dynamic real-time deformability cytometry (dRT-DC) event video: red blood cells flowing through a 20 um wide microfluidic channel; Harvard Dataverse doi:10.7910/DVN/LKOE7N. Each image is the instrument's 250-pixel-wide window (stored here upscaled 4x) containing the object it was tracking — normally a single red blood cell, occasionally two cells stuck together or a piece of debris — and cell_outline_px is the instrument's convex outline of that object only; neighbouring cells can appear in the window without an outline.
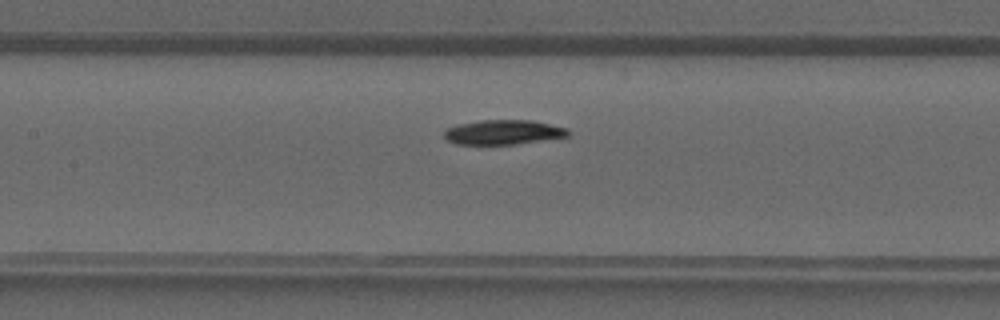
{"species": "common noctule bat (a hibernating species)", "species_latin": "Nyctalus noctula", "temperature_condition": "warm", "stored_images_in_passage": 37, "camera_frame_rate_fps": 3000, "um_per_image_px": 0.085, "animal": {"sex": "male", "forearm_length_mm": 52.5}, "frame": {"image": 1, "passage_image": 17, "time_ms": 5.333, "image_size_px": [1000, 320], "cell_outline_px": [[568, 136], [512, 144], [456, 144], [448, 140], [444, 136], [444, 132], [448, 128], [456, 124], [480, 120], [532, 120], [568, 128]], "centroid_in_image_um": [42.75, 11.22], "position_along_channel_um": 164.7, "area_um2": 17.57}}
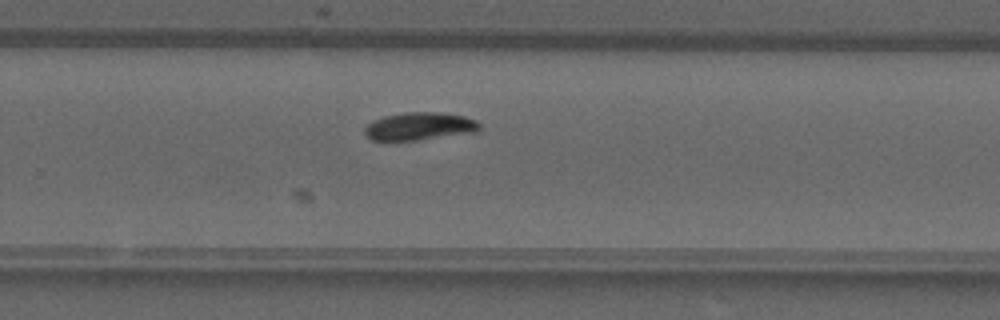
{"frame": {"image": 2, "passage_image": 25, "time_ms": 8.0, "image_size_px": [1000, 320], "cell_outline_px": [[480, 128], [476, 132], [416, 140], [372, 140], [364, 132], [364, 128], [372, 120], [384, 116], [404, 112], [436, 112], [464, 116], [476, 120], [480, 124]], "centroid_in_image_um": [35.65, 10.72], "position_along_channel_um": 294.1, "area_um2": 18.5}}
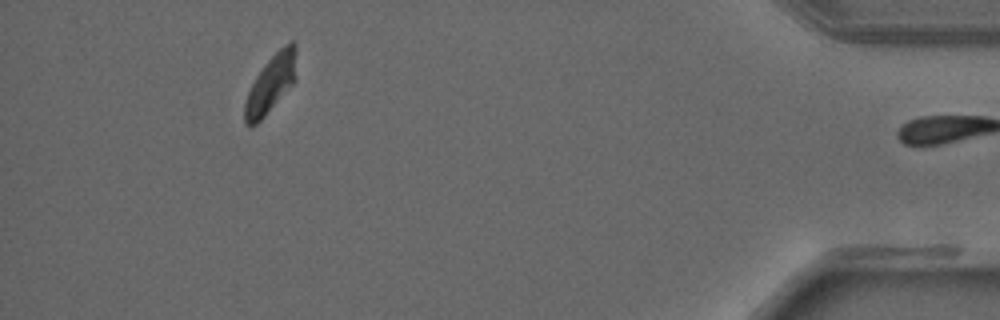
{"frame": {"image": 3, "passage_image": 36, "time_ms": 11.667, "image_size_px": [1000, 320], "cell_outline_px": [[296, 80], [264, 116], [256, 124], [244, 124], [244, 104], [248, 92], [256, 76], [264, 64], [284, 44], [292, 40], [296, 44]], "centroid_in_image_um": [23.04, 7.08], "position_along_channel_um": 412.2, "area_um2": 17.17}}